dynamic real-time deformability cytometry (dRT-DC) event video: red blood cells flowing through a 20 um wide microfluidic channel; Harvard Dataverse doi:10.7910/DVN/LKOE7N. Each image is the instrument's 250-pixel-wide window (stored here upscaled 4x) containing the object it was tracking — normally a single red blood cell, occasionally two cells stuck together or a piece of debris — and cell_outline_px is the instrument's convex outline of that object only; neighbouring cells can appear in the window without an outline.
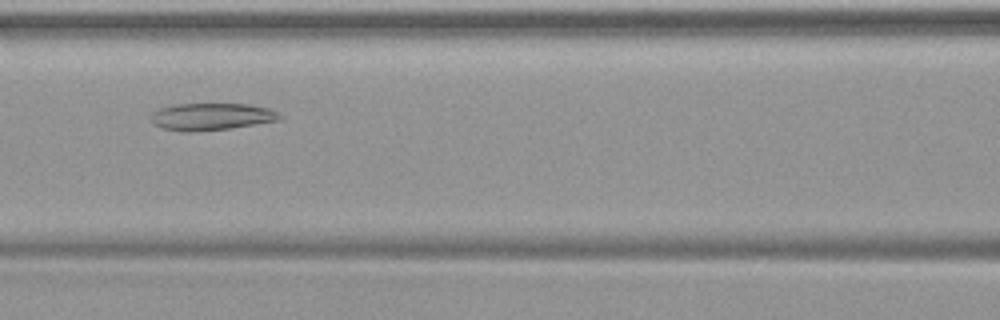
{"species": "common noctule bat (a hibernating species)", "species_latin": "Nyctalus noctula", "temperature_condition": "warm", "stored_images_in_passage": 40, "camera_frame_rate_fps": 3000, "um_per_image_px": 0.085, "animal": {"sex": "female", "body_mass_g": 19.9}, "frame": {"image": 1, "passage_image": 13, "time_ms": 4.0, "image_size_px": [1000, 320], "cell_outline_px": [[284, 116], [280, 120], [228, 128], [192, 132], [184, 132], [160, 128], [152, 124], [148, 116], [152, 112], [160, 108], [176, 104], [248, 104], [268, 108], [280, 112]], "centroid_in_image_um": [17.93, 9.91], "position_along_channel_um": 148.7, "area_um2": 20.58}}
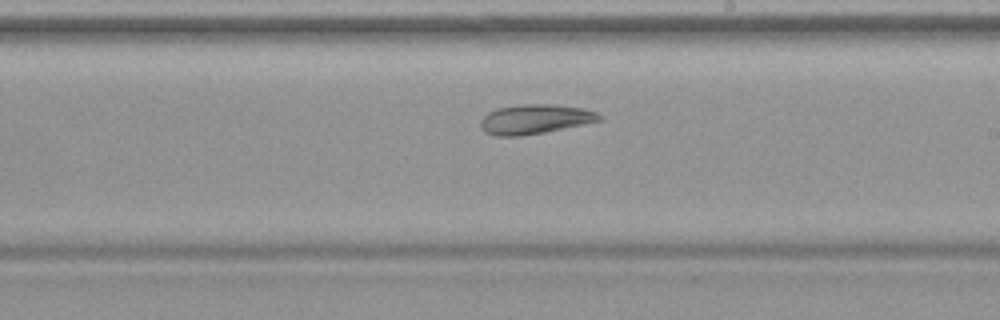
{"frame": {"image": 2, "passage_image": 20, "time_ms": 6.333, "image_size_px": [1000, 320], "cell_outline_px": [[604, 120], [544, 132], [520, 136], [492, 136], [484, 132], [480, 128], [480, 120], [488, 112], [496, 108], [520, 104], [552, 104], [584, 108], [596, 112], [604, 116]], "centroid_in_image_um": [45.46, 10.13], "position_along_channel_um": 243.5, "area_um2": 20.75}}
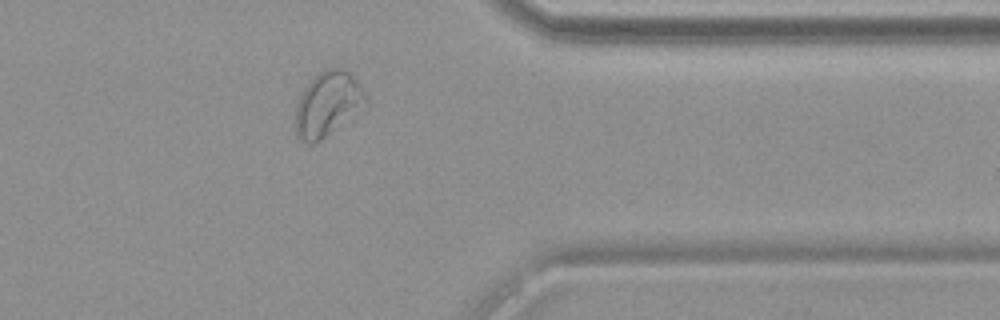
{"frame": {"image": 3, "passage_image": 31, "time_ms": 10.0, "image_size_px": [1000, 320], "cell_outline_px": [[368, 104], [320, 140], [312, 144], [308, 144], [300, 140], [296, 136], [296, 104], [300, 92], [324, 68], [344, 68], [364, 88], [368, 100]], "centroid_in_image_um": [27.85, 8.83], "position_along_channel_um": 383.5, "area_um2": 26.36}}